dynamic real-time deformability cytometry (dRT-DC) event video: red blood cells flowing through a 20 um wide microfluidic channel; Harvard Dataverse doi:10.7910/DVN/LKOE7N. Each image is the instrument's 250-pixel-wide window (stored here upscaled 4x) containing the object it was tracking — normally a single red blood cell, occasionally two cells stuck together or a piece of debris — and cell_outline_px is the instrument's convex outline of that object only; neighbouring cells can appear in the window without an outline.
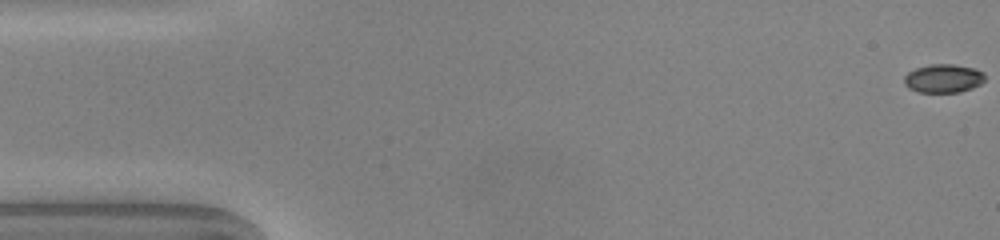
{"species": "common noctule bat (a hibernating species)", "species_latin": "Nyctalus noctula", "temperature_condition": "warm", "stored_images_in_passage": 50, "camera_frame_rate_fps": 3000, "um_per_image_px": 0.085, "animal": {"sex": "male", "body_mass_g": 20.0, "forearm_length_mm": 53.3}, "frame": {"image": 1, "passage_image": 1, "time_ms": 0.0, "image_size_px": [1000, 240], "cell_outline_px": [[984, 80], [980, 84], [972, 88], [960, 92], [920, 92], [908, 88], [904, 84], [904, 76], [908, 72], [916, 68], [932, 64], [952, 64], [972, 68], [984, 72]], "centroid_in_image_um": [80.17, 6.67], "position_along_channel_um": 4.8, "area_um2": 13.35}}
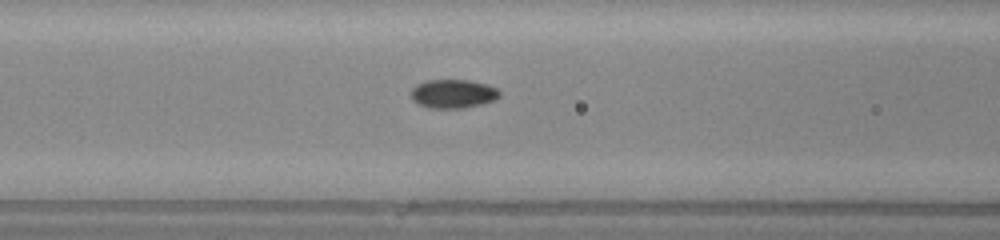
{"frame": {"image": 2, "passage_image": 20, "time_ms": 6.333, "image_size_px": [1000, 240], "cell_outline_px": [[500, 96], [496, 100], [464, 108], [428, 108], [412, 100], [412, 88], [416, 84], [428, 80], [468, 80], [484, 84], [496, 88], [500, 92]], "centroid_in_image_um": [38.51, 7.97], "position_along_channel_um": 128.1, "area_um2": 14.74}}
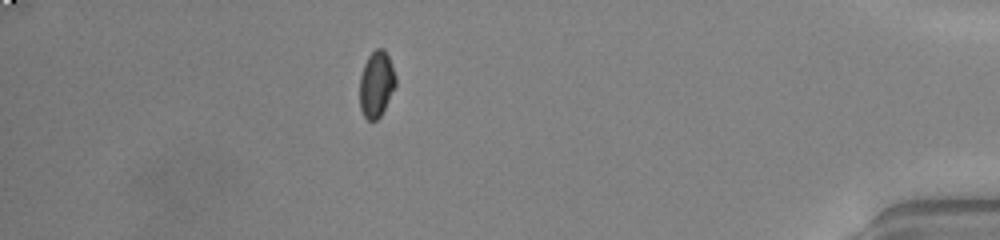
{"frame": {"image": 3, "passage_image": 44, "time_ms": 14.333, "image_size_px": [1000, 240], "cell_outline_px": [[396, 84], [380, 116], [376, 120], [368, 120], [364, 116], [360, 108], [360, 76], [364, 64], [368, 56], [376, 48], [384, 48], [388, 56], [396, 76]], "centroid_in_image_um": [31.98, 7.13], "position_along_channel_um": 403.2, "area_um2": 13.7}, "authors_computed_cell_mechanics": {"area_um2": 14.0454, "velocity_mm_per_s": 4.0949, "shape_relaxation_time_tau1_ms": 5.1793, "shape_relaxation_time_tau2_ms": 1.0696, "deformation_change_tau1": 0.1078, "deformation_change_tau2": 0.0408}}